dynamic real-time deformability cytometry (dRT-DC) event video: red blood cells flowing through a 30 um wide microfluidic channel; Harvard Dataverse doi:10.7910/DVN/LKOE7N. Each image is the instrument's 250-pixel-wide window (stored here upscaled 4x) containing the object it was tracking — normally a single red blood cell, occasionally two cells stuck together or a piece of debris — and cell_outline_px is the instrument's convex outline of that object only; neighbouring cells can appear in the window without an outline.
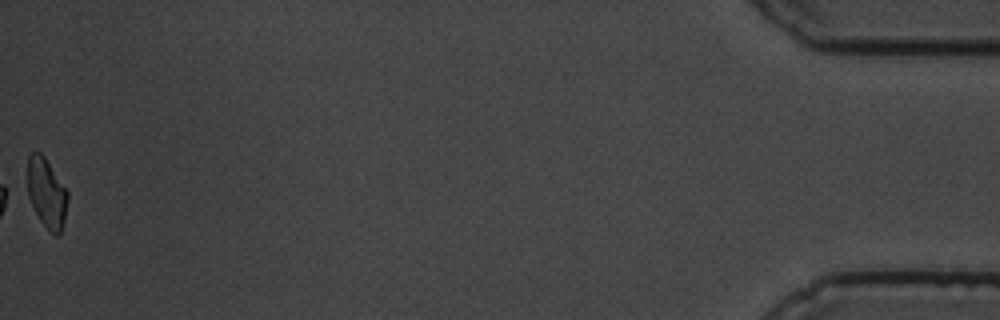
{"species": "common noctule bat (a hibernating species)", "species_latin": "Nyctalus noctula", "temperature_condition": "cold", "stored_images_in_passage": 59, "camera_frame_rate_fps": 3000, "um_per_image_px": 0.085, "animal": {"sex": "male", "body_mass_g": 19.5, "forearm_length_mm": 54.6}, "frame": {"image": 1, "passage_image": 59, "time_ms": 19.333, "image_size_px": [1000, 320], "cell_outline_px": [[68, 200], [64, 220], [60, 232], [56, 236], [48, 232], [40, 220], [28, 196], [28, 156], [32, 152], [40, 152], [44, 156], [68, 192]], "centroid_in_image_um": [3.97, 16.43], "position_along_channel_um": 431.2, "area_um2": 16.13}, "authors_computed_cell_mechanics": {"area_um2": 18.7272, "velocity_mm_per_s": 3.4495, "shape_relaxation_time_tau1_ms": 3.1496, "shape_relaxation_time_tau2_ms": null, "deformation_change_tau1": 0.1192, "deformation_change_tau2": null}}